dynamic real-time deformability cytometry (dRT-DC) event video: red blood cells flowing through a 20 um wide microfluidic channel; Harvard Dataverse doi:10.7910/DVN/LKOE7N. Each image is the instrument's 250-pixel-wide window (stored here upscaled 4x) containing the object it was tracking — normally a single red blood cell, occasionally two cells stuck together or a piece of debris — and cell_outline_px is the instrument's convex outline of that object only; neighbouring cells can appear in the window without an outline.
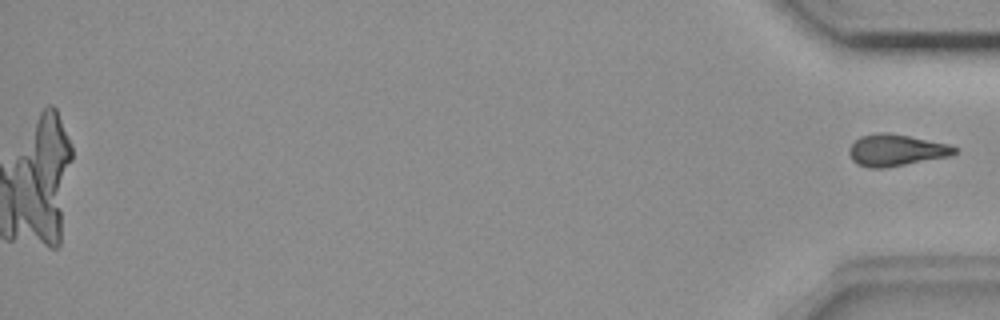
{"species": "common noctule bat (a hibernating species)", "species_latin": "Nyctalus noctula", "temperature_condition": "room temperature", "stored_images_in_passage": 56, "camera_frame_rate_fps": 3000, "um_per_image_px": 0.085, "animal": {"sex": "female", "body_mass_g": 18.4}, "frame": {"image": 1, "passage_image": 56, "time_ms": 18.333, "image_size_px": [1000, 320], "cell_outline_px": [[956, 152], [952, 156], [884, 168], [868, 168], [856, 164], [852, 160], [848, 152], [848, 148], [860, 136], [876, 132], [884, 132], [908, 136], [948, 144], [956, 148]], "centroid_in_image_um": [76.13, 12.77], "position_along_channel_um": 359.1, "area_um2": 19.48}}